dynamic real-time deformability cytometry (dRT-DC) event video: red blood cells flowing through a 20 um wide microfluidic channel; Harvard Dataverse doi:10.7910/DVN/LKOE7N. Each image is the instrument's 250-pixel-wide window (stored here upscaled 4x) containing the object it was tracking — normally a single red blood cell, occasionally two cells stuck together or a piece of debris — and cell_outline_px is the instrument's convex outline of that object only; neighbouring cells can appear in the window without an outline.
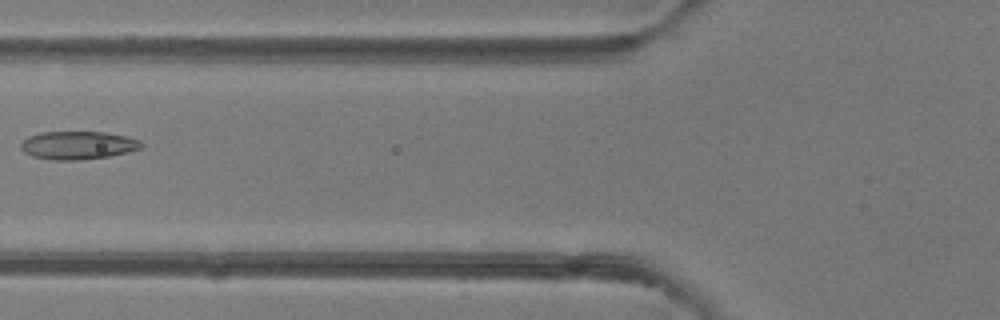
{"species": "common noctule bat (a hibernating species)", "species_latin": "Nyctalus noctula", "temperature_condition": "room temperature", "stored_images_in_passage": 7, "camera_frame_rate_fps": 3000, "um_per_image_px": 0.085, "animal": {"sex": "female"}, "frame": {"image": 1, "passage_image": 5, "time_ms": 5.667, "image_size_px": [1000, 320], "cell_outline_px": [[144, 144], [140, 148], [128, 152], [108, 156], [80, 160], [52, 160], [32, 156], [24, 152], [20, 148], [20, 144], [28, 136], [40, 132], [104, 132], [128, 136], [140, 140]], "centroid_in_image_um": [6.62, 12.34], "position_along_channel_um": 119.2, "area_um2": 19.83}}
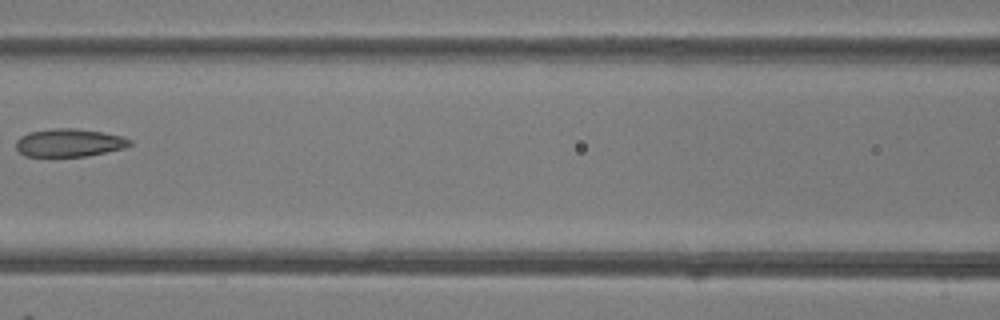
{"frame": {"image": 2, "passage_image": 6, "time_ms": 6.667, "image_size_px": [1000, 320], "cell_outline_px": [[132, 144], [124, 148], [88, 156], [24, 156], [16, 148], [16, 140], [20, 136], [28, 132], [52, 128], [72, 128], [104, 132], [120, 136], [132, 140]], "centroid_in_image_um": [5.87, 12.13], "position_along_channel_um": 160.7, "area_um2": 18.61}}
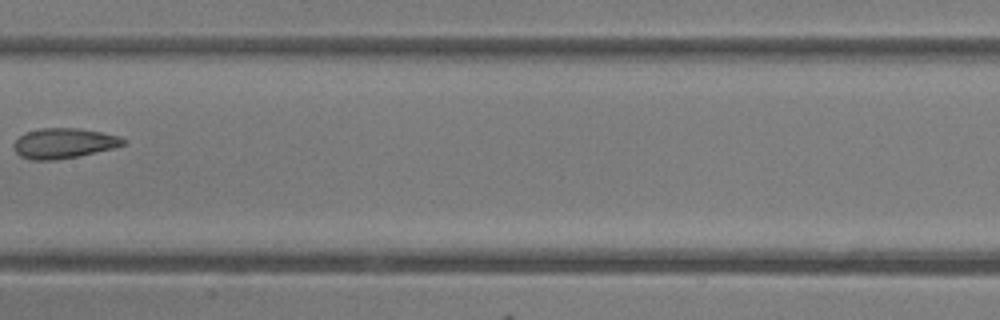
{"frame": {"image": 3, "passage_image": 7, "time_ms": 7.667, "image_size_px": [1000, 320], "cell_outline_px": [[128, 140], [124, 144], [112, 148], [76, 156], [52, 160], [32, 160], [20, 156], [16, 152], [12, 144], [20, 136], [28, 132], [40, 128], [76, 128], [100, 132], [120, 136]], "centroid_in_image_um": [5.41, 12.17], "position_along_channel_um": 202.0, "area_um2": 18.96}}